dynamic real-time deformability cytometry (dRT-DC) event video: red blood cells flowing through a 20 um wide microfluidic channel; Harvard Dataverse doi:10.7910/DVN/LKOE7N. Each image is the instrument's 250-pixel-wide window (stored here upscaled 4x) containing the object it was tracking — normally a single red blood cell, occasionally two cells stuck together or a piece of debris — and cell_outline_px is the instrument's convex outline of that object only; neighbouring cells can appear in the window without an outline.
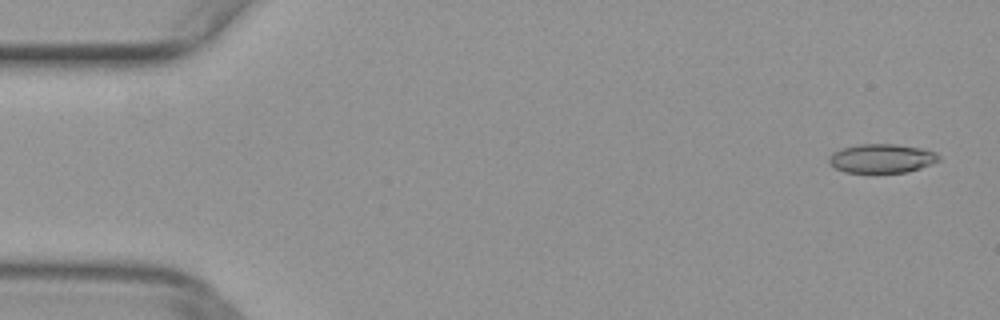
{"species": "common noctule bat (a hibernating species)", "species_latin": "Nyctalus noctula", "temperature_condition": "warm", "stored_images_in_passage": 50, "camera_frame_rate_fps": 3000, "um_per_image_px": 0.085, "animal": {"sex": "female", "body_mass_g": 29.2, "forearm_length_mm": 56.3}, "frame": {"image": 1, "passage_image": 2, "time_ms": 0.333, "image_size_px": [1000, 320], "cell_outline_px": [[940, 160], [932, 164], [908, 172], [844, 172], [828, 164], [828, 160], [832, 152], [840, 148], [860, 144], [896, 144], [920, 148], [936, 152], [940, 156]], "centroid_in_image_um": [74.94, 13.46], "position_along_channel_um": 10.1, "area_um2": 18.61}}
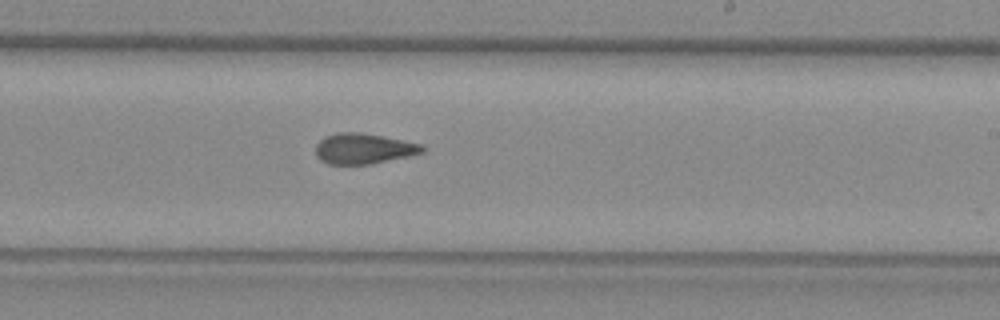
{"frame": {"image": 2, "passage_image": 30, "time_ms": 9.667, "image_size_px": [1000, 320], "cell_outline_px": [[424, 152], [408, 156], [372, 164], [328, 164], [320, 160], [316, 156], [316, 144], [320, 140], [328, 136], [340, 132], [360, 132], [424, 144]], "centroid_in_image_um": [30.91, 12.64], "position_along_channel_um": 258.1, "area_um2": 18.9}}
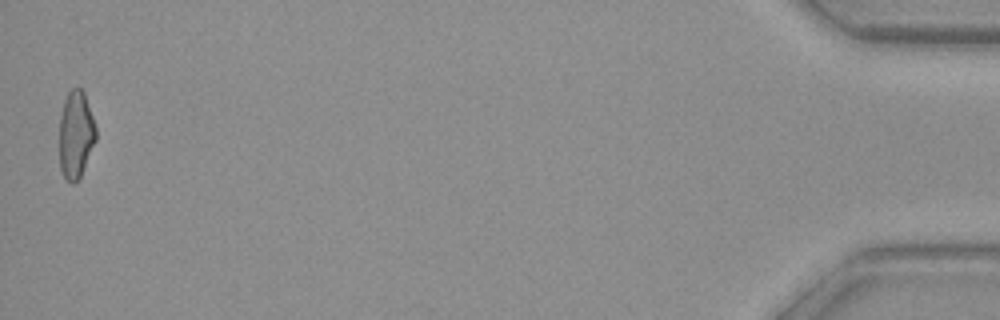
{"frame": {"image": 3, "passage_image": 50, "time_ms": 16.333, "image_size_px": [1000, 320], "cell_outline_px": [[96, 140], [80, 176], [72, 184], [64, 176], [60, 168], [60, 116], [64, 100], [68, 92], [72, 88], [80, 88], [84, 92], [96, 128]], "centroid_in_image_um": [6.44, 11.41], "position_along_channel_um": 428.8, "area_um2": 18.32}}